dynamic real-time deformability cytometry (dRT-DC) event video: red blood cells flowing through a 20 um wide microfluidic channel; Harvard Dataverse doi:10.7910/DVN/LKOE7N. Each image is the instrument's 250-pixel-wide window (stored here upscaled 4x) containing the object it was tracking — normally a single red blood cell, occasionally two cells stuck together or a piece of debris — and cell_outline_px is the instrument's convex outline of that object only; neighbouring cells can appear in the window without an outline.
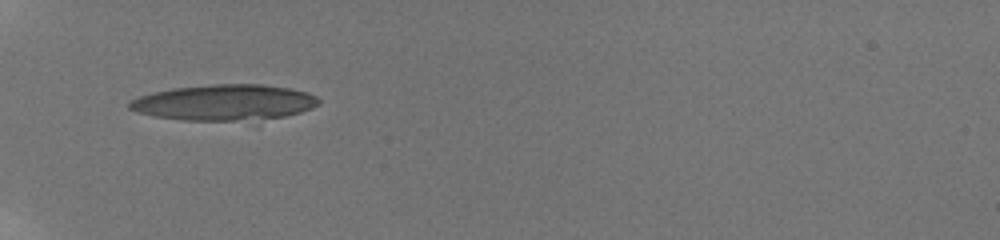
{"species": "human", "species_latin": "Homo sapiens", "temperature_condition": "room temperature", "stored_images_in_passage": 4, "camera_frame_rate_fps": 3000, "um_per_image_px": 0.085, "donor": {"sex": "male"}, "frame": {"image": 1, "passage_image": 1, "time_ms": 0.0, "image_size_px": [1000, 240], "cell_outline_px": [[320, 104], [312, 108], [300, 112], [284, 116], [232, 120], [184, 120], [156, 116], [136, 112], [128, 108], [128, 104], [136, 96], [152, 92], [172, 88], [216, 84], [260, 84], [292, 88], [308, 92], [316, 96], [320, 100]], "centroid_in_image_um": [19.06, 8.69], "position_along_channel_um": 65.9, "area_um2": 39.25}}